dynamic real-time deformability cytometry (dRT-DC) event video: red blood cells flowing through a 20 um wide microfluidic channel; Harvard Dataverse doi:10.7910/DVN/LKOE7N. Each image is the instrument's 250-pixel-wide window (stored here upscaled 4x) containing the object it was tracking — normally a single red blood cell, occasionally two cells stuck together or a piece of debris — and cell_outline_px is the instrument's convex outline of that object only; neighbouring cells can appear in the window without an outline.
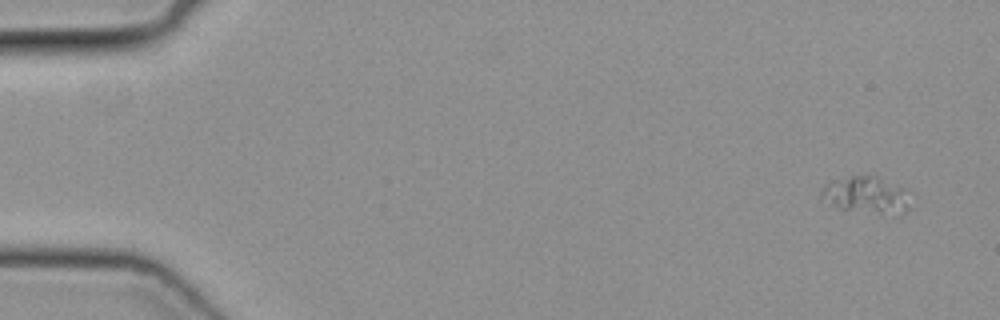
{"species": "common noctule bat (a hibernating species)", "species_latin": "Nyctalus noctula", "temperature_condition": "cold", "stored_images_in_passage": 8, "camera_frame_rate_fps": 3000, "um_per_image_px": 0.085, "animal": {"sex": "female", "body_mass_g": 19.3, "forearm_length_mm": 54.1}, "frame": {"image": 1, "passage_image": 1, "time_ms": 0.0, "image_size_px": [1000, 320], "cell_outline_px": [[912, 192], [904, 212], [900, 216], [840, 208], [820, 196], [820, 192], [828, 184], [852, 176], [872, 172]], "centroid_in_image_um": [73.77, 16.54], "position_along_channel_um": 11.2, "area_um2": 19.13}}